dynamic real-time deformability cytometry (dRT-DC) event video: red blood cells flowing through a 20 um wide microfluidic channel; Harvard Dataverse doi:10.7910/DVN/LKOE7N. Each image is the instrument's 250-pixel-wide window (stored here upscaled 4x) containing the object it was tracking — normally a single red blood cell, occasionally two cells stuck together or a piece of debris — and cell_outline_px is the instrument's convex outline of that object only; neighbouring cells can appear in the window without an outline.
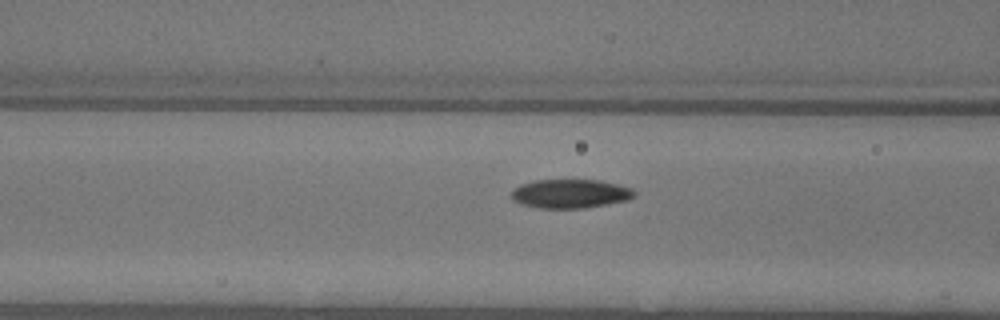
{"species": "common noctule bat (a hibernating species)", "species_latin": "Nyctalus noctula", "temperature_condition": "warm", "stored_images_in_passage": 15, "camera_frame_rate_fps": 3000, "um_per_image_px": 0.085, "animal": {"sex": "female"}, "frame": {"image": 1, "passage_image": 13, "time_ms": 4.0, "image_size_px": [1000, 320], "cell_outline_px": [[636, 196], [628, 200], [584, 208], [536, 208], [520, 204], [512, 200], [512, 192], [520, 184], [536, 180], [600, 180], [632, 188], [636, 192]], "centroid_in_image_um": [48.48, 16.47], "position_along_channel_um": 118.1, "area_um2": 20.75}}